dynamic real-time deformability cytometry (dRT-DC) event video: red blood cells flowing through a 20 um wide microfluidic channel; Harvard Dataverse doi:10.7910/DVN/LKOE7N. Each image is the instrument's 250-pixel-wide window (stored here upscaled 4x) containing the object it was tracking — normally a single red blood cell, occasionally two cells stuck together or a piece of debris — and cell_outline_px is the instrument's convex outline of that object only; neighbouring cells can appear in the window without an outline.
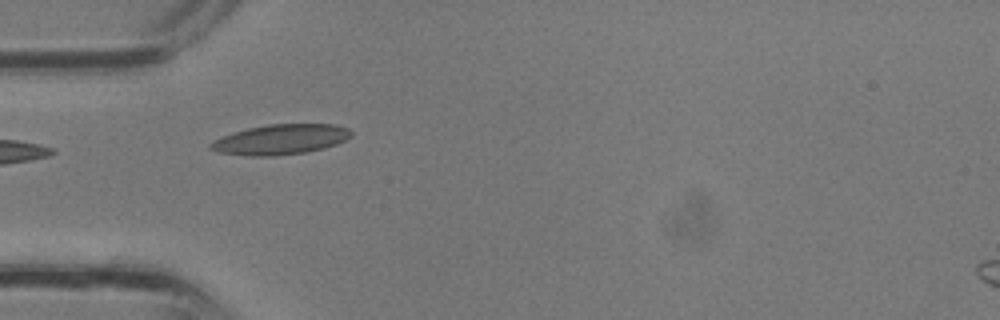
{"species": "common noctule bat (a hibernating species)", "species_latin": "Nyctalus noctula", "temperature_condition": "room temperature", "stored_images_in_passage": 3, "camera_frame_rate_fps": 3000, "um_per_image_px": 0.085, "animal": {"sex": "male", "body_mass_g": 13.3}, "frame": {"image": 1, "passage_image": 1, "time_ms": 0.0, "image_size_px": [1000, 320], "cell_outline_px": [[352, 136], [336, 144], [324, 148], [304, 152], [272, 156], [248, 156], [220, 152], [208, 148], [208, 144], [212, 140], [248, 128], [268, 124], [336, 124], [348, 128], [352, 132]], "centroid_in_image_um": [23.85, 11.85], "position_along_channel_um": 61.1, "area_um2": 24.57}}